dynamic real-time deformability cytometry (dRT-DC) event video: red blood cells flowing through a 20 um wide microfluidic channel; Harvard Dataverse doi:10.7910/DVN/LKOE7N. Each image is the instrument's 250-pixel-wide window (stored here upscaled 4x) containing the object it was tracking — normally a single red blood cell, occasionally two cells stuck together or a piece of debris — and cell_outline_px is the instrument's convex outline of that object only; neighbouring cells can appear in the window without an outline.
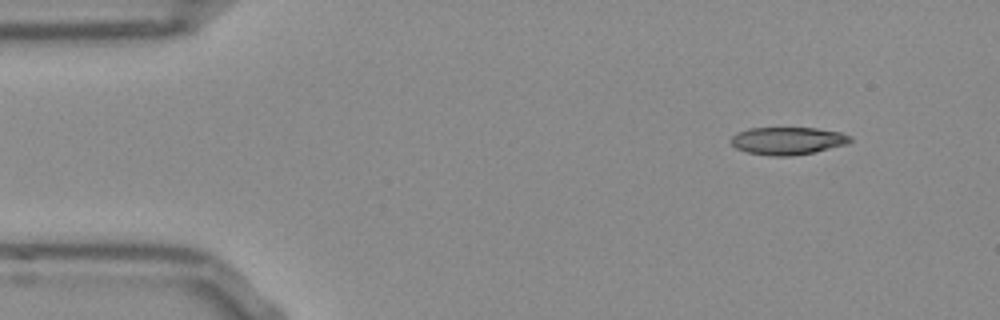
{"species": "Egyptian fruit bat (a non-hibernating species)", "species_latin": "Rousettus aegyptiacus", "temperature_condition": "room temperature", "stored_images_in_passage": 48, "camera_frame_rate_fps": 3000, "um_per_image_px": 0.085, "frame": {"image": 1, "passage_image": 1, "time_ms": 0.0, "image_size_px": [1000, 320], "cell_outline_px": [[852, 140], [848, 144], [812, 152], [792, 156], [772, 156], [748, 152], [736, 148], [728, 140], [736, 132], [748, 128], [816, 128], [840, 132], [852, 136]], "centroid_in_image_um": [66.93, 11.96], "position_along_channel_um": 18.1, "area_um2": 19.25}}
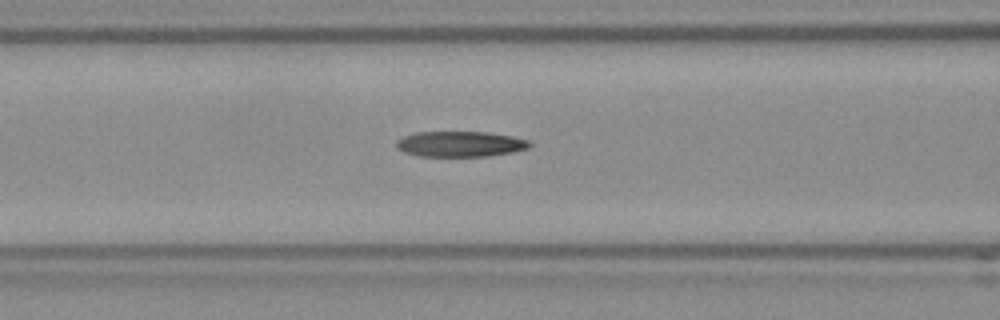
{"frame": {"image": 2, "passage_image": 16, "time_ms": 5.0, "image_size_px": [1000, 320], "cell_outline_px": [[532, 144], [528, 148], [512, 152], [488, 156], [420, 156], [404, 152], [396, 148], [396, 140], [404, 136], [416, 132], [488, 132], [512, 136], [528, 140]], "centroid_in_image_um": [39.11, 12.24], "position_along_channel_um": 127.5, "area_um2": 19.83}}
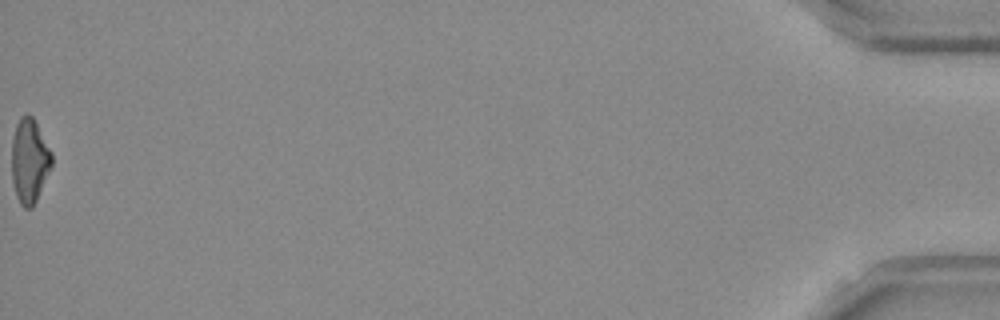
{"frame": {"image": 3, "passage_image": 48, "time_ms": 15.667, "image_size_px": [1000, 320], "cell_outline_px": [[52, 164], [36, 200], [32, 208], [24, 208], [20, 204], [16, 196], [12, 184], [12, 140], [16, 124], [20, 116], [28, 112], [32, 116], [52, 152]], "centroid_in_image_um": [2.49, 13.65], "position_along_channel_um": 432.7, "area_um2": 19.65}, "authors_computed_cell_mechanics": {"area_um2": 19.9699, "velocity_mm_per_s": 3.8658, "shape_relaxation_time_tau1_ms": 8.0098, "shape_relaxation_time_tau2_ms": 5.1939, "deformation_change_tau1": 0.2339, "deformation_change_tau2": 0.1699}}